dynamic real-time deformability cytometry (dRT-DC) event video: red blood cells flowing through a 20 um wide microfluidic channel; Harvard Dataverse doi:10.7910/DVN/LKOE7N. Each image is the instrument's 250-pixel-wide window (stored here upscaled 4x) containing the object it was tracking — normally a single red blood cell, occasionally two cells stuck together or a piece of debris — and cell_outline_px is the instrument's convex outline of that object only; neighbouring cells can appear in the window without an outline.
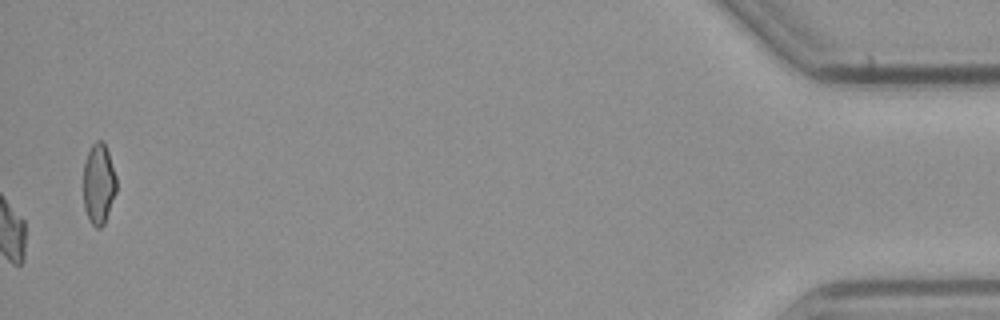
{"species": "common noctule bat (a hibernating species)", "species_latin": "Nyctalus noctula", "temperature_condition": "cold", "stored_images_in_passage": 56, "camera_frame_rate_fps": 3000, "um_per_image_px": 0.085, "animal": {"sex": "male", "body_mass_g": 23.1, "forearm_length_mm": 52.7}, "frame": {"image": 1, "passage_image": 56, "time_ms": 18.333, "image_size_px": [1000, 320], "cell_outline_px": [[116, 192], [104, 224], [100, 228], [96, 228], [88, 220], [84, 208], [84, 164], [88, 152], [92, 144], [96, 140], [104, 140], [116, 176]], "centroid_in_image_um": [8.39, 15.63], "position_along_channel_um": 426.8, "area_um2": 15.55}, "authors_computed_cell_mechanics": {"area_um2": 16.6464, "velocity_mm_per_s": 3.758, "shape_relaxation_time_tau1_ms": 6.4903, "shape_relaxation_time_tau2_ms": null, "deformation_change_tau1": 0.1769, "deformation_change_tau2": null}}